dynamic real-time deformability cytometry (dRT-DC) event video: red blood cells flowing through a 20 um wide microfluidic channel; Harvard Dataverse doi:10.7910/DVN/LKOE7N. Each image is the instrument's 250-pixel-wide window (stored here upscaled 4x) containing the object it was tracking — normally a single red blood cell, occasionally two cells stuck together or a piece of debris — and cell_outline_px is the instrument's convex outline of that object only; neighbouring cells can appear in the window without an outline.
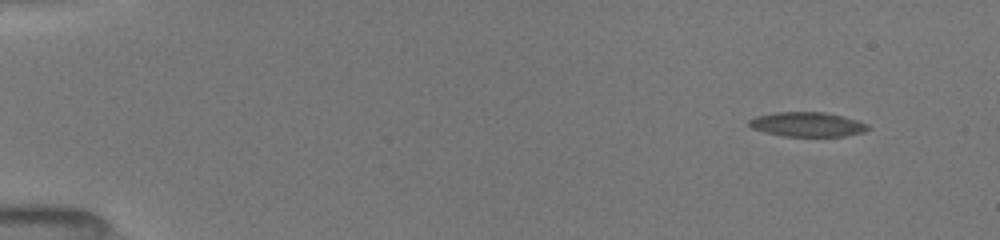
{"species": "common noctule bat (a hibernating species)", "species_latin": "Nyctalus noctula", "temperature_condition": "room temperature", "stored_images_in_passage": 49, "camera_frame_rate_fps": 3000, "um_per_image_px": 0.085, "animal": {"sex": "female", "body_mass_g": 19.5, "forearm_length_mm": 54.1}, "frame": {"image": 1, "passage_image": 1, "time_ms": 0.0, "image_size_px": [1000, 240], "cell_outline_px": [[868, 128], [864, 132], [844, 136], [784, 136], [764, 132], [752, 128], [748, 124], [748, 120], [756, 116], [776, 112], [824, 112], [856, 120], [868, 124]], "centroid_in_image_um": [68.58, 10.57], "position_along_channel_um": 16.4, "area_um2": 16.82}}
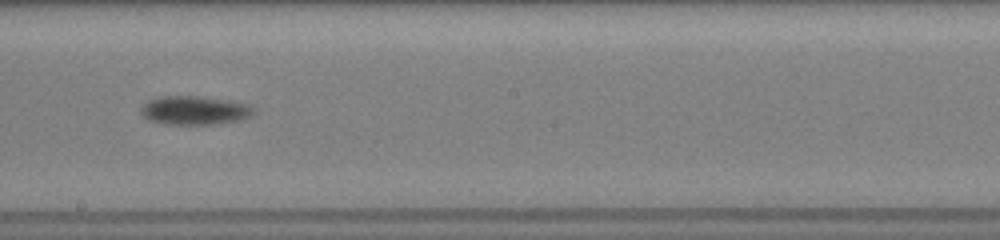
{"frame": {"image": 2, "passage_image": 27, "time_ms": 8.667, "image_size_px": [1000, 240], "cell_outline_px": [[256, 108], [252, 116], [236, 120], [208, 124], [164, 124], [148, 120], [140, 112], [140, 108], [148, 100], [160, 96], [196, 96], [228, 100], [248, 104]], "centroid_in_image_um": [16.51, 9.37], "position_along_channel_um": 231.7, "area_um2": 18.79}}
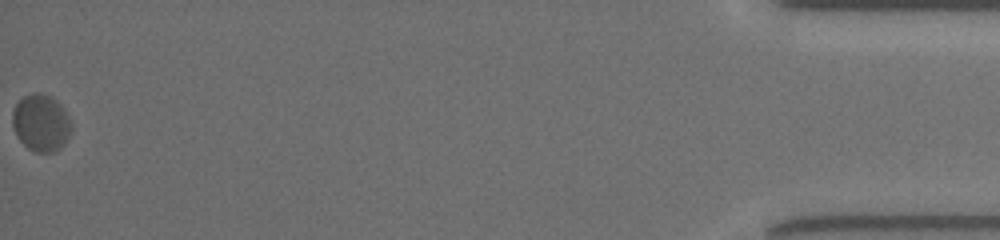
{"frame": {"image": 3, "passage_image": 49, "time_ms": 16.0, "image_size_px": [1000, 240], "cell_outline_px": [[72, 128], [64, 144], [60, 148], [52, 152], [36, 152], [28, 148], [16, 136], [12, 124], [12, 108], [24, 96], [32, 92], [40, 92], [56, 100], [64, 108]], "centroid_in_image_um": [3.46, 10.43], "position_along_channel_um": 431.7, "area_um2": 19.54}, "authors_computed_cell_mechanics": {"area_um2": 17.5134, "velocity_mm_per_s": 3.9538, "shape_relaxation_time_tau1_ms": 4.5386, "shape_relaxation_time_tau2_ms": null, "deformation_change_tau1": 0.1246, "deformation_change_tau2": null}}